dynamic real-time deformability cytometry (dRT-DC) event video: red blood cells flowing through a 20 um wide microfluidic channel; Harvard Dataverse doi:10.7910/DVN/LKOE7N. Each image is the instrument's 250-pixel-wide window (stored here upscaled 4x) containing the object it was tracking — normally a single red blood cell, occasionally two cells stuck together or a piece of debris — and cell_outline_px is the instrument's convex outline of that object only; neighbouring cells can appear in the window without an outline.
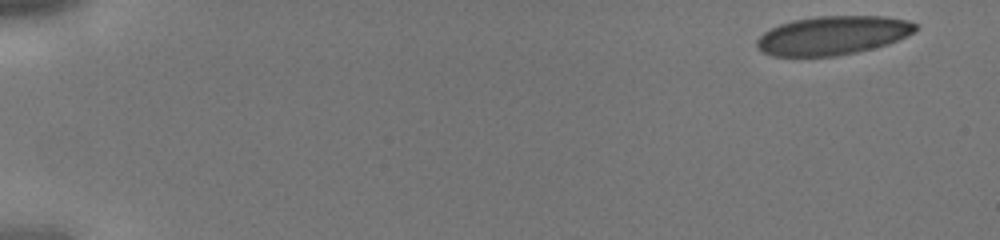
{"species": "human", "species_latin": "Homo sapiens", "temperature_condition": "cold", "stored_images_in_passage": 7, "camera_frame_rate_fps": 3000, "um_per_image_px": 0.085, "donor": {"sex": "male"}, "frame": {"image": 1, "passage_image": 1, "time_ms": 0.0, "image_size_px": [1000, 240], "cell_outline_px": [[920, 28], [888, 44], [856, 52], [836, 56], [772, 56], [756, 48], [756, 40], [764, 32], [780, 24], [792, 20], [816, 16], [884, 16], [908, 20], [920, 24]], "centroid_in_image_um": [70.78, 3.0], "position_along_channel_um": 14.2, "area_um2": 35.89}}
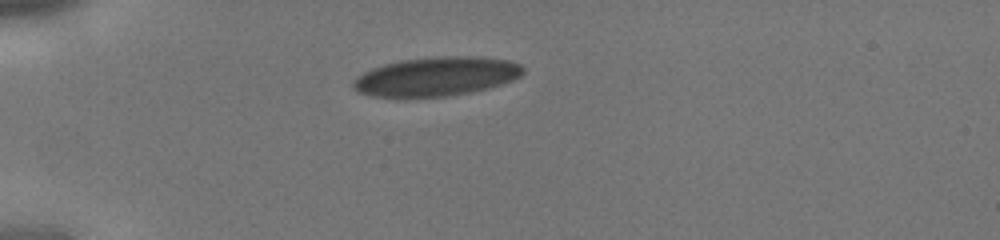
{"frame": {"image": 2, "passage_image": 5, "time_ms": 1.333, "image_size_px": [1000, 240], "cell_outline_px": [[524, 72], [520, 76], [512, 80], [500, 84], [468, 92], [444, 96], [404, 100], [372, 96], [356, 92], [352, 88], [352, 80], [356, 76], [372, 68], [384, 64], [400, 60], [436, 56], [480, 56], [508, 60], [520, 64], [524, 68]], "centroid_in_image_um": [36.98, 6.52], "position_along_channel_um": 48.0, "area_um2": 39.48}}
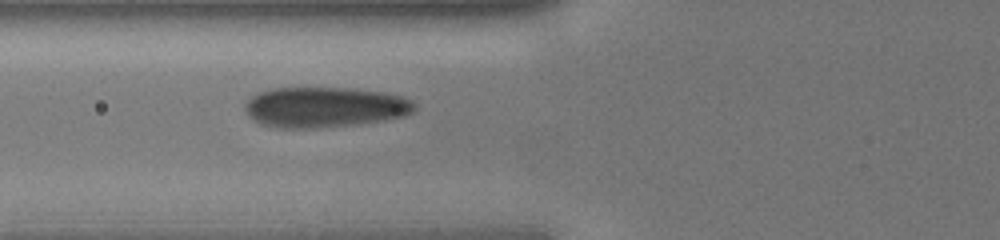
{"frame": {"image": 3, "passage_image": 7, "time_ms": 2.0, "image_size_px": [1000, 240], "cell_outline_px": [[416, 108], [412, 112], [404, 116], [384, 120], [360, 124], [316, 128], [276, 128], [260, 124], [252, 120], [248, 116], [244, 108], [244, 104], [256, 92], [272, 88], [348, 88], [380, 92], [404, 96], [412, 100], [416, 104]], "centroid_in_image_um": [27.57, 9.12], "position_along_channel_um": 98.2, "area_um2": 40.34}}